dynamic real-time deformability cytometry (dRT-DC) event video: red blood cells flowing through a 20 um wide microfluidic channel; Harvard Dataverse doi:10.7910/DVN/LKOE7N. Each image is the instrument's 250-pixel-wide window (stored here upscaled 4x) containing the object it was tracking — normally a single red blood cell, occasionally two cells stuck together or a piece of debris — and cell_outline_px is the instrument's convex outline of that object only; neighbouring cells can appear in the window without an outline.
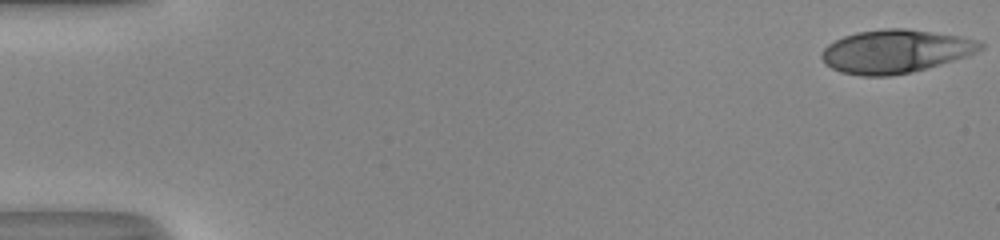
{"species": "human", "species_latin": "Homo sapiens", "temperature_condition": "room temperature", "stored_images_in_passage": 45, "camera_frame_rate_fps": 3000, "um_per_image_px": 0.085, "donor": {"sex": "male"}, "frame": {"image": 1, "passage_image": 1, "time_ms": 0.0, "image_size_px": [1000, 240], "cell_outline_px": [[984, 48], [976, 52], [940, 64], [912, 72], [888, 76], [860, 76], [840, 72], [824, 64], [820, 56], [820, 52], [828, 44], [844, 36], [856, 32], [884, 28], [904, 28], [960, 36], [980, 40], [984, 44]], "centroid_in_image_um": [76.07, 4.36], "position_along_channel_um": 8.9, "area_um2": 40.11}}
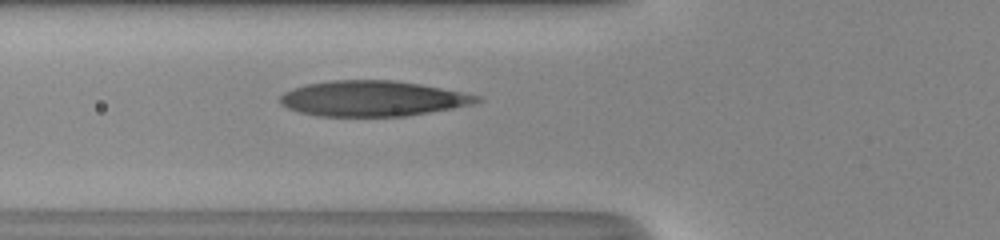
{"frame": {"image": 2, "passage_image": 20, "time_ms": 6.333, "image_size_px": [1000, 240], "cell_outline_px": [[484, 100], [472, 104], [452, 108], [404, 116], [316, 116], [300, 112], [288, 108], [280, 104], [280, 96], [284, 92], [292, 88], [308, 84], [332, 80], [392, 80], [420, 84], [480, 96]], "centroid_in_image_um": [31.64, 8.37], "position_along_channel_um": 94.2, "area_um2": 40.4}}
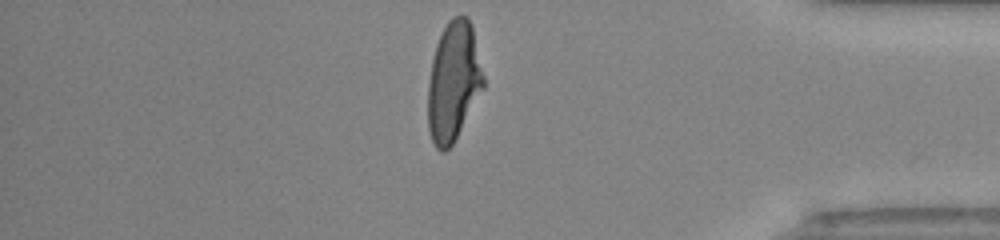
{"frame": {"image": 3, "passage_image": 44, "time_ms": 14.333, "image_size_px": [1000, 240], "cell_outline_px": [[484, 88], [452, 144], [444, 152], [440, 152], [436, 148], [432, 140], [428, 128], [428, 80], [432, 60], [436, 44], [448, 20], [452, 16], [468, 16], [472, 24], [484, 76]], "centroid_in_image_um": [38.54, 6.92], "position_along_channel_um": 396.7, "area_um2": 38.55}, "authors_computed_cell_mechanics": {"area_um2": 39.882, "velocity_mm_per_s": 4.1433, "shape_relaxation_time_tau1_ms": 5.7336, "shape_relaxation_time_tau2_ms": 0.9059, "deformation_change_tau1": 0.2572, "deformation_change_tau2": 0.0897}}